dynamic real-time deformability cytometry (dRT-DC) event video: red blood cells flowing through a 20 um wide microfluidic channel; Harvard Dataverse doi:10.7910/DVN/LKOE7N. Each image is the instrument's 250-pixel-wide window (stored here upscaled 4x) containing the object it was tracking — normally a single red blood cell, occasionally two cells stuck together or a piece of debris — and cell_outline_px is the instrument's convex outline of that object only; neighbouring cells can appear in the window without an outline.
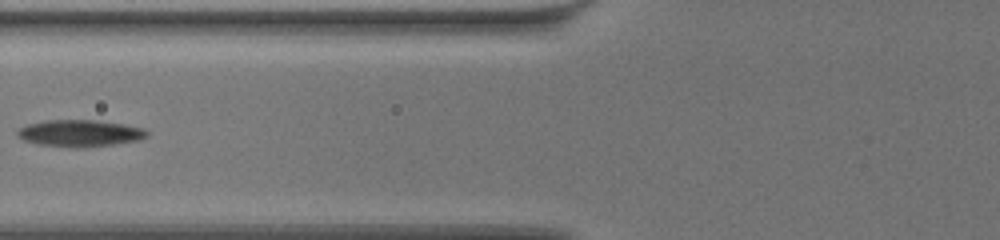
{"species": "common noctule bat (a hibernating species)", "species_latin": "Nyctalus noctula", "temperature_condition": "warm", "stored_images_in_passage": 6, "camera_frame_rate_fps": 3000, "um_per_image_px": 0.085, "animal": {"sex": "female", "body_mass_g": 19.5, "forearm_length_mm": 54.1}, "frame": {"image": 1, "passage_image": 3, "time_ms": 0.667, "image_size_px": [1000, 240], "cell_outline_px": [[148, 136], [136, 140], [112, 144], [84, 148], [72, 148], [36, 144], [24, 140], [16, 136], [16, 132], [20, 128], [28, 124], [44, 120], [92, 120], [120, 124], [144, 128], [148, 132]], "centroid_in_image_um": [6.72, 11.33], "position_along_channel_um": 119.1, "area_um2": 20.17}}
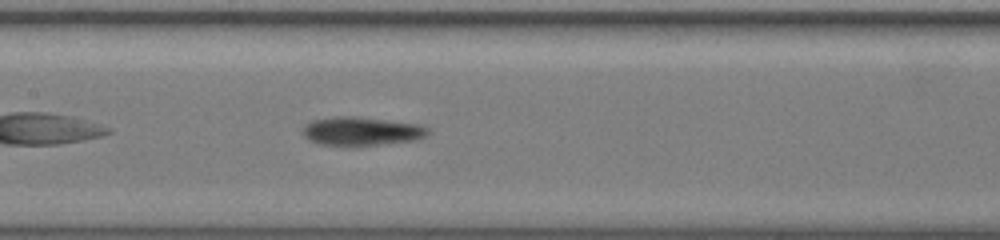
{"frame": {"image": 2, "passage_image": 5, "time_ms": 1.333, "image_size_px": [1000, 240], "cell_outline_px": [[428, 132], [424, 136], [416, 140], [352, 148], [316, 144], [308, 140], [304, 136], [304, 128], [312, 120], [336, 116], [356, 116], [420, 124], [428, 128]], "centroid_in_image_um": [30.7, 11.19], "position_along_channel_um": 176.7, "area_um2": 21.44}}
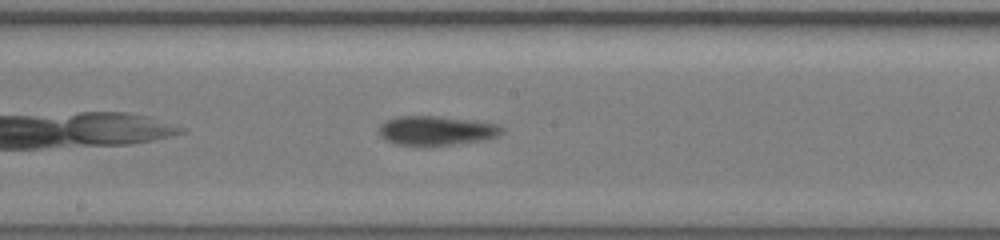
{"frame": {"image": 3, "passage_image": 6, "time_ms": 1.667, "image_size_px": [1000, 240], "cell_outline_px": [[504, 132], [496, 136], [484, 140], [432, 148], [428, 148], [396, 144], [384, 140], [380, 136], [380, 124], [396, 116], [440, 116], [496, 124], [504, 128]], "centroid_in_image_um": [37.06, 11.14], "position_along_channel_um": 211.1, "area_um2": 21.56}}